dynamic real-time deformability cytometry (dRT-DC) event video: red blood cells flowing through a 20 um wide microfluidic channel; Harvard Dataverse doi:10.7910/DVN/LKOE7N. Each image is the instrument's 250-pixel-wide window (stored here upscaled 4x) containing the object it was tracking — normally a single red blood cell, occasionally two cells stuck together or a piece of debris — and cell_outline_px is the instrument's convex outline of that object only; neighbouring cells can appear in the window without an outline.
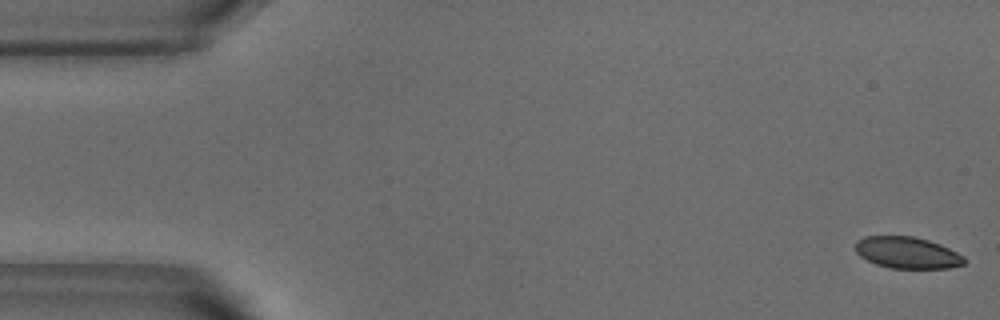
{"species": "common noctule bat (a hibernating species)", "species_latin": "Nyctalus noctula", "temperature_condition": "warm", "stored_images_in_passage": 53, "camera_frame_rate_fps": 3000, "um_per_image_px": 0.085, "animal": {"sex": "male", "body_mass_g": 18.8}, "frame": {"image": 1, "passage_image": 1, "time_ms": 0.0, "image_size_px": [1000, 320], "cell_outline_px": [[964, 264], [948, 268], [888, 268], [876, 264], [860, 256], [856, 252], [856, 240], [864, 236], [912, 236], [928, 240], [940, 244], [964, 256]], "centroid_in_image_um": [77.09, 21.47], "position_along_channel_um": 7.9, "area_um2": 19.94}}
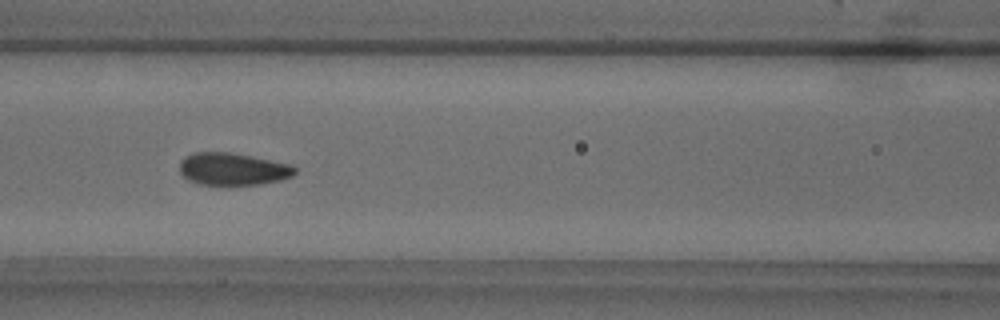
{"frame": {"image": 2, "passage_image": 22, "time_ms": 7.0, "image_size_px": [1000, 320], "cell_outline_px": [[296, 172], [292, 176], [280, 180], [260, 184], [224, 188], [200, 184], [188, 180], [180, 172], [180, 160], [184, 156], [192, 152], [228, 152], [292, 164], [296, 168]], "centroid_in_image_um": [19.76, 14.41], "position_along_channel_um": 146.8, "area_um2": 22.48}}
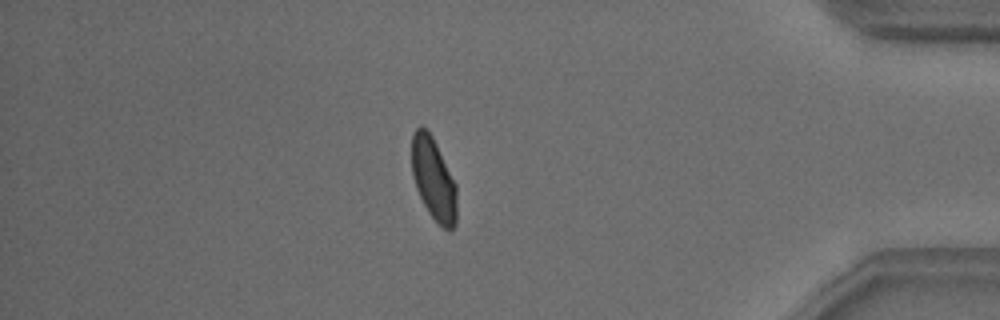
{"frame": {"image": 3, "passage_image": 45, "time_ms": 14.667, "image_size_px": [1000, 320], "cell_outline_px": [[456, 224], [448, 232], [428, 212], [416, 188], [412, 176], [412, 132], [420, 124], [432, 136], [456, 184]], "centroid_in_image_um": [36.84, 15.21], "position_along_channel_um": 398.4, "area_um2": 21.44}}